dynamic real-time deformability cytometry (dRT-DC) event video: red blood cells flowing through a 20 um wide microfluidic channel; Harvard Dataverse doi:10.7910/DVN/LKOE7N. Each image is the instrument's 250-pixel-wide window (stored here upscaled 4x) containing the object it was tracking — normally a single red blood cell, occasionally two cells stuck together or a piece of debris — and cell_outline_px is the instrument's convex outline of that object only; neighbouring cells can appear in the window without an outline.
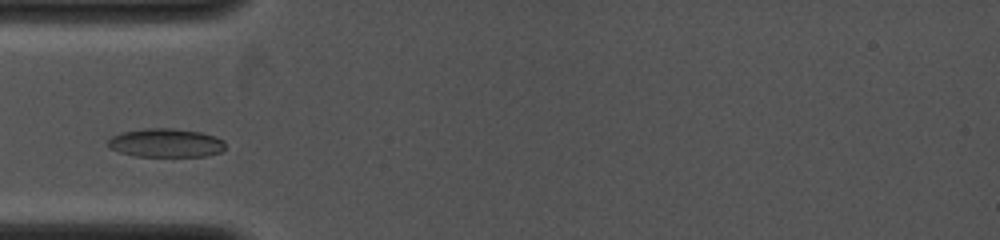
{"species": "common noctule bat (a hibernating species)", "species_latin": "Nyctalus noctula", "temperature_condition": "cold", "stored_images_in_passage": 23, "camera_frame_rate_fps": 4000, "um_per_image_px": 0.085, "animal": {"sex": "female", "body_mass_g": 19.0, "forearm_length_mm": 53.3}, "frame": {"image": 1, "passage_image": 1, "time_ms": 0.0, "image_size_px": [1000, 240], "cell_outline_px": [[224, 148], [220, 152], [204, 156], [136, 156], [120, 152], [112, 148], [108, 144], [108, 140], [112, 136], [120, 132], [144, 128], [172, 128], [200, 132], [224, 140]], "centroid_in_image_um": [14.08, 12.14], "position_along_channel_um": 70.9, "area_um2": 19.42}}
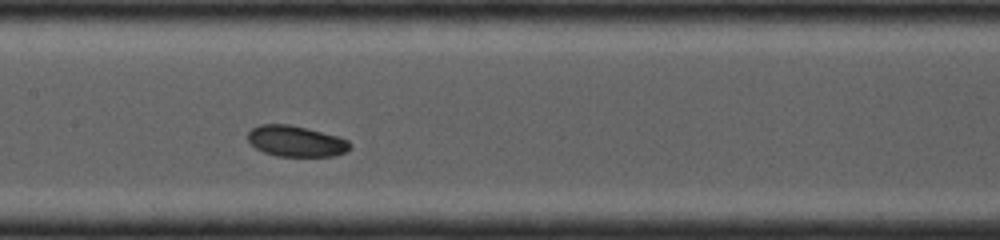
{"frame": {"image": 2, "passage_image": 14, "time_ms": 2.5, "image_size_px": [1000, 240], "cell_outline_px": [[352, 148], [336, 156], [276, 156], [264, 152], [256, 148], [248, 140], [248, 132], [252, 128], [260, 124], [288, 124], [308, 128], [340, 136], [348, 140], [352, 144]], "centroid_in_image_um": [25.2, 11.99], "position_along_channel_um": 182.2, "area_um2": 18.61}}
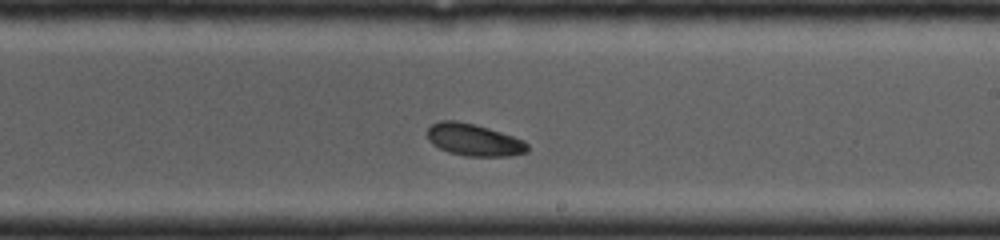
{"frame": {"image": 3, "passage_image": 20, "time_ms": 4.0, "image_size_px": [1000, 240], "cell_outline_px": [[528, 152], [508, 156], [464, 156], [448, 152], [432, 144], [428, 140], [428, 128], [432, 124], [440, 120], [456, 120], [476, 124], [524, 140], [528, 144]], "centroid_in_image_um": [40.27, 11.89], "position_along_channel_um": 248.7, "area_um2": 18.79}}